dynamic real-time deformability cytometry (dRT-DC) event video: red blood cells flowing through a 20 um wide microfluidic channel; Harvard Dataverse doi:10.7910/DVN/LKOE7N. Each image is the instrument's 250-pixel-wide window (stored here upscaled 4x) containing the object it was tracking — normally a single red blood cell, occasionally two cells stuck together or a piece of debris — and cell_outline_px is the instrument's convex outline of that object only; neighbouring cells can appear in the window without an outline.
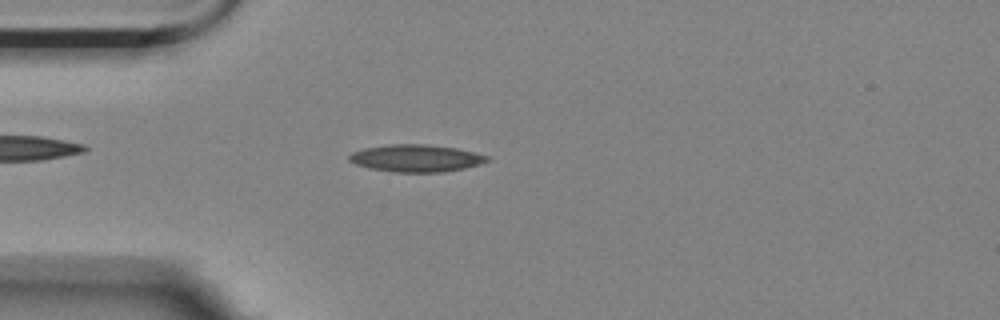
{"species": "Egyptian fruit bat (a non-hibernating species)", "species_latin": "Rousettus aegyptiacus", "temperature_condition": "room temperature", "stored_images_in_passage": 46, "camera_frame_rate_fps": 3000, "um_per_image_px": 0.085, "animal": {"sex": "female"}, "frame": {"image": 1, "passage_image": 5, "time_ms": 1.333, "image_size_px": [1000, 320], "cell_outline_px": [[488, 160], [480, 164], [464, 168], [444, 172], [392, 172], [368, 168], [356, 164], [348, 160], [348, 156], [352, 152], [364, 148], [388, 144], [428, 144], [456, 148], [488, 156]], "centroid_in_image_um": [35.32, 13.45], "position_along_channel_um": 49.7, "area_um2": 21.91}}
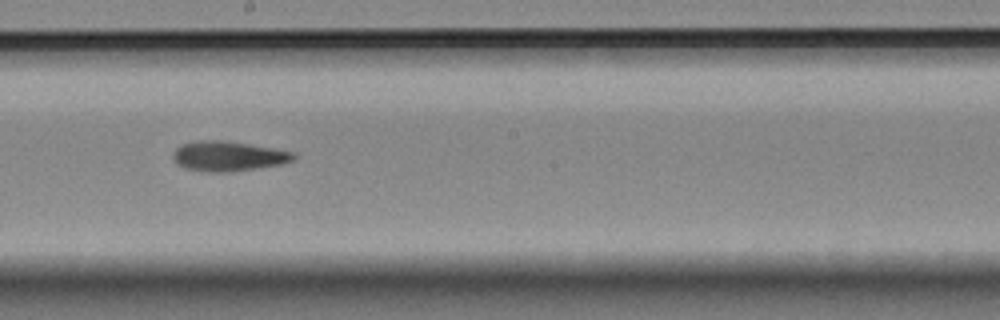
{"frame": {"image": 2, "passage_image": 21, "time_ms": 6.667, "image_size_px": [1000, 320], "cell_outline_px": [[296, 160], [284, 164], [228, 172], [208, 172], [184, 168], [176, 164], [172, 156], [176, 148], [184, 144], [196, 140], [220, 140], [248, 144], [296, 152]], "centroid_in_image_um": [19.42, 13.28], "position_along_channel_um": 228.8, "area_um2": 21.1}}
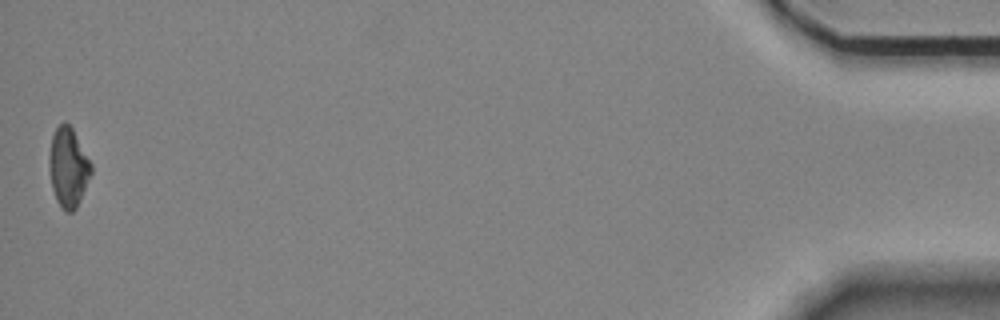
{"frame": {"image": 3, "passage_image": 46, "time_ms": 15.0, "image_size_px": [1000, 320], "cell_outline_px": [[92, 172], [80, 200], [76, 208], [72, 212], [64, 212], [60, 208], [56, 200], [52, 188], [48, 168], [48, 156], [52, 136], [56, 128], [64, 120], [72, 128], [92, 164]], "centroid_in_image_um": [5.78, 14.25], "position_along_channel_um": 429.4, "area_um2": 19.59}, "authors_computed_cell_mechanics": {"area_um2": 20.3456, "velocity_mm_per_s": 3.5262, "shape_relaxation_time_tau1_ms": 6.3188, "shape_relaxation_time_tau2_ms": 4.7565, "deformation_change_tau1": 0.1523, "deformation_change_tau2": 0.1405}}